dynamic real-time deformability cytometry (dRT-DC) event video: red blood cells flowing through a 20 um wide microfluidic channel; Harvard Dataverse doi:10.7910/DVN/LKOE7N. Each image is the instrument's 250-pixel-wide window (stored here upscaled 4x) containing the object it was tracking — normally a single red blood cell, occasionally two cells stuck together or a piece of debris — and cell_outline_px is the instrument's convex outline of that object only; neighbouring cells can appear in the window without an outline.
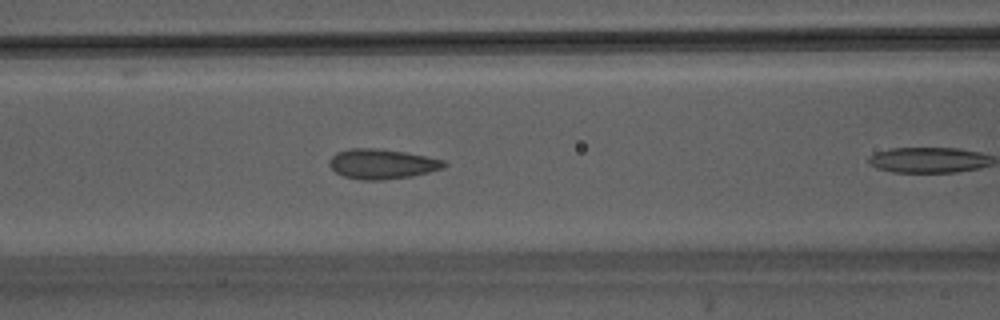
{"species": "Egyptian fruit bat (a non-hibernating species)", "species_latin": "Rousettus aegyptiacus", "temperature_condition": "warm", "stored_images_in_passage": 13, "camera_frame_rate_fps": 3000, "um_per_image_px": 0.085, "animal": {"sex": "male"}, "frame": {"image": 1, "passage_image": 6, "time_ms": 1.667, "image_size_px": [1000, 320], "cell_outline_px": [[448, 164], [444, 168], [412, 176], [380, 180], [360, 180], [344, 176], [336, 172], [328, 164], [328, 160], [336, 152], [348, 148], [376, 148], [404, 152], [444, 160]], "centroid_in_image_um": [32.44, 13.93], "position_along_channel_um": 134.2, "area_um2": 20.0}}